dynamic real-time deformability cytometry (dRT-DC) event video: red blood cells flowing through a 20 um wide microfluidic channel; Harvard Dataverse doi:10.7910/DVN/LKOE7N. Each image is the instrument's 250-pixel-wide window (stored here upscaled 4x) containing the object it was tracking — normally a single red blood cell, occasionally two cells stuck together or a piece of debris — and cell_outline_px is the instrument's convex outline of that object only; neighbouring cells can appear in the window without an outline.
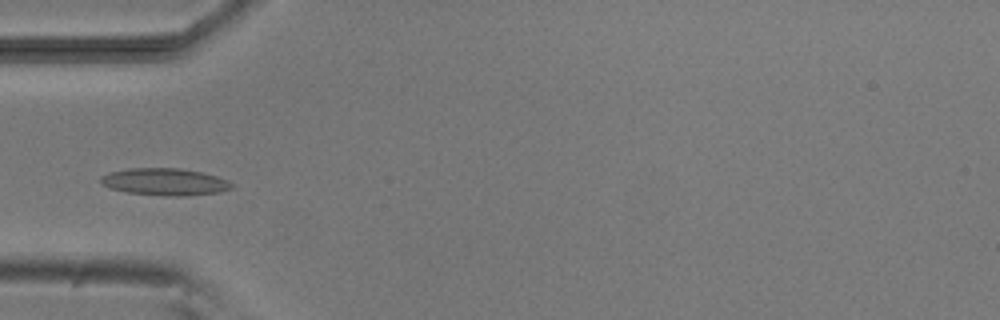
{"species": "common noctule bat (a hibernating species)", "species_latin": "Nyctalus noctula", "temperature_condition": "room temperature", "stored_images_in_passage": 4, "camera_frame_rate_fps": 3000, "um_per_image_px": 0.085, "animal": {"sex": "male", "body_mass_g": 20.5, "forearm_length_mm": 52.5}, "frame": {"image": 1, "passage_image": 4, "time_ms": 3.333, "image_size_px": [1000, 320], "cell_outline_px": [[236, 184], [232, 188], [220, 192], [184, 196], [164, 196], [128, 192], [112, 188], [100, 184], [100, 176], [108, 172], [128, 168], [180, 168], [200, 172], [216, 176], [228, 180]], "centroid_in_image_um": [14.01, 15.45], "position_along_channel_um": 71.0, "area_um2": 20.81}}